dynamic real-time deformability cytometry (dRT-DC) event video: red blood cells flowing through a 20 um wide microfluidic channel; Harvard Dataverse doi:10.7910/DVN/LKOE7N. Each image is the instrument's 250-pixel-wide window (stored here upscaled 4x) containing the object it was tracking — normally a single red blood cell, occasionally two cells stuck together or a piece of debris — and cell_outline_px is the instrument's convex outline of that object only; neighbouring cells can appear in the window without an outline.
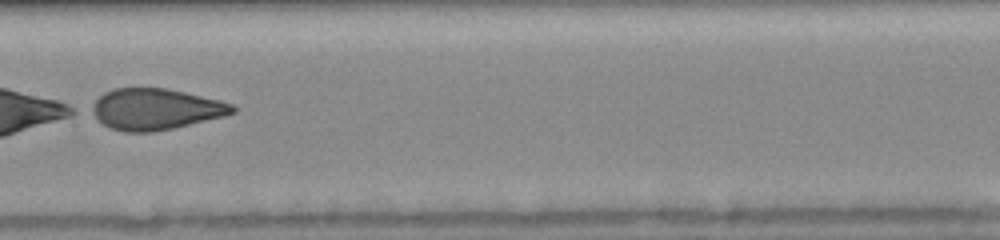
{"species": "human", "species_latin": "Homo sapiens", "temperature_condition": "room temperature", "stored_images_in_passage": 46, "segment_of_instrument_passage": [2, 2], "camera_frame_rate_fps": 3000, "um_per_image_px": 0.085, "donor": {"sex": "female"}, "frame": {"image": 1, "passage_image": 24, "time_ms": 7.667, "image_size_px": [1000, 240], "cell_outline_px": [[236, 112], [224, 116], [172, 128], [152, 132], [124, 132], [108, 128], [88, 112], [88, 108], [104, 92], [112, 88], [164, 88], [184, 92], [220, 100], [232, 104], [236, 108]], "centroid_in_image_um": [13.15, 9.28], "position_along_channel_um": 194.2, "area_um2": 33.87}}